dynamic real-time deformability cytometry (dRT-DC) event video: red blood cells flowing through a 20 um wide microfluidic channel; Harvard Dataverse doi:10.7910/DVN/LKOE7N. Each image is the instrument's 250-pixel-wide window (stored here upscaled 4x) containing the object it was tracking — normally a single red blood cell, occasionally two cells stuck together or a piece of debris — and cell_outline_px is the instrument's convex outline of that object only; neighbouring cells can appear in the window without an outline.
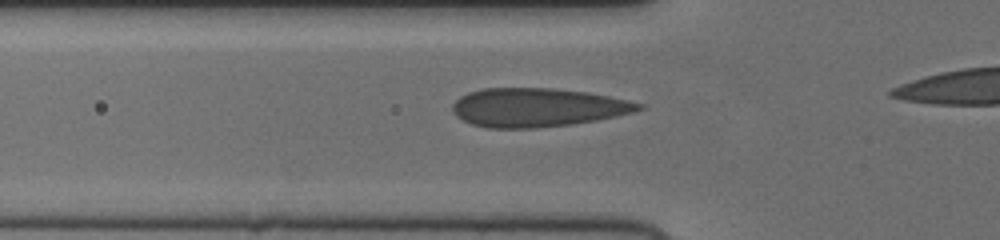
{"species": "human", "species_latin": "Homo sapiens", "temperature_condition": "cold", "stored_images_in_passage": 28, "camera_frame_rate_fps": 3000, "um_per_image_px": 0.085, "donor": {"sex": "female"}, "frame": {"image": 1, "passage_image": 3, "time_ms": 0.667, "image_size_px": [1000, 240], "cell_outline_px": [[644, 108], [632, 112], [616, 116], [596, 120], [572, 124], [536, 128], [488, 128], [472, 124], [456, 116], [452, 108], [452, 104], [460, 96], [468, 92], [484, 88], [552, 88], [588, 92], [628, 100], [644, 104]], "centroid_in_image_um": [45.67, 9.13], "position_along_channel_um": 80.1, "area_um2": 41.96}}
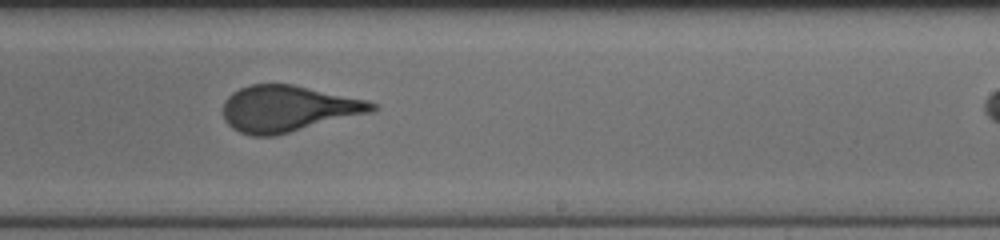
{"frame": {"image": 2, "passage_image": 17, "time_ms": 5.333, "image_size_px": [1000, 240], "cell_outline_px": [[380, 108], [376, 112], [276, 136], [252, 136], [240, 132], [232, 128], [224, 120], [224, 100], [232, 92], [240, 88], [252, 84], [292, 84], [368, 100], [380, 104]], "centroid_in_image_um": [24.56, 9.25], "position_along_channel_um": 264.4, "area_um2": 40.81}}
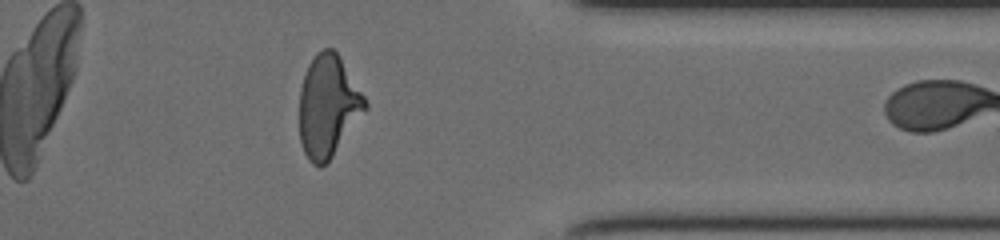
{"frame": {"image": 3, "passage_image": 27, "time_ms": 8.667, "image_size_px": [1000, 240], "cell_outline_px": [[368, 108], [332, 156], [320, 168], [312, 164], [308, 160], [300, 144], [300, 88], [308, 64], [316, 52], [324, 48], [332, 48], [336, 52], [364, 96], [368, 104]], "centroid_in_image_um": [27.87, 9.04], "position_along_channel_um": 383.5, "area_um2": 38.73}}